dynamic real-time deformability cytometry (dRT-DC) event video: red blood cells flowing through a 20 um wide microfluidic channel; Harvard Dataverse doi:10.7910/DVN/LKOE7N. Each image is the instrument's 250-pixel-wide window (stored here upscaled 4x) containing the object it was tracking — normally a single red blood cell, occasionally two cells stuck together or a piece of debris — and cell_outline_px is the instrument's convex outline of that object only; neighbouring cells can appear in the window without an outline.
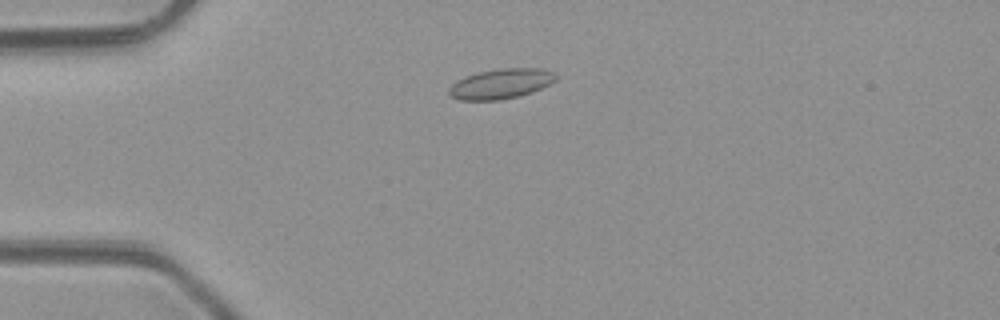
{"species": "common noctule bat (a hibernating species)", "species_latin": "Nyctalus noctula", "temperature_condition": "room temperature", "stored_images_in_passage": 6, "camera_frame_rate_fps": 3000, "um_per_image_px": 0.085, "animal": {"sex": "male", "body_mass_g": 23.1, "forearm_length_mm": 52.7}, "frame": {"image": 1, "passage_image": 3, "time_ms": 2.333, "image_size_px": [1000, 320], "cell_outline_px": [[560, 76], [556, 80], [540, 88], [516, 96], [496, 100], [460, 100], [452, 96], [448, 92], [448, 88], [452, 84], [464, 76], [476, 72], [500, 68], [540, 68], [552, 72]], "centroid_in_image_um": [42.55, 7.1], "position_along_channel_um": 42.5, "area_um2": 18.5}}
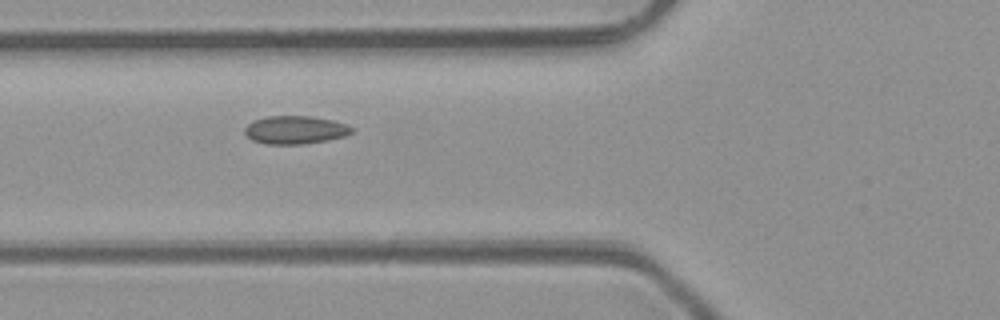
{"frame": {"image": 2, "passage_image": 5, "time_ms": 4.333, "image_size_px": [1000, 320], "cell_outline_px": [[352, 132], [344, 136], [328, 140], [304, 144], [264, 144], [252, 140], [244, 132], [244, 128], [252, 120], [268, 116], [312, 116], [332, 120], [344, 124], [352, 128]], "centroid_in_image_um": [25.05, 11.04], "position_along_channel_um": 100.8, "area_um2": 17.51}}
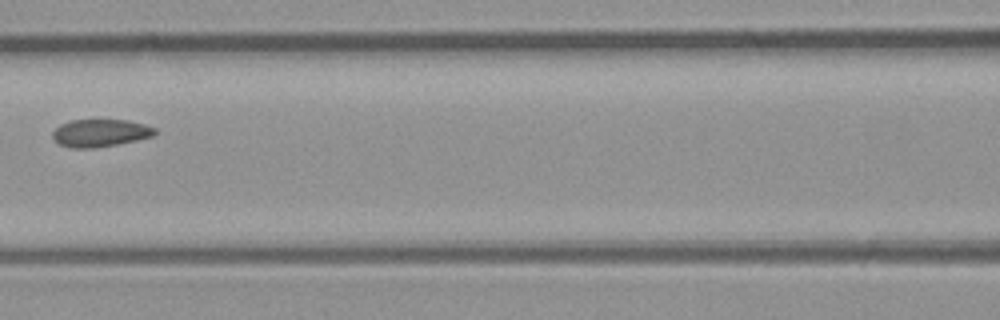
{"frame": {"image": 3, "passage_image": 6, "time_ms": 5.667, "image_size_px": [1000, 320], "cell_outline_px": [[156, 132], [152, 136], [136, 140], [116, 144], [92, 148], [72, 148], [60, 144], [52, 136], [52, 132], [60, 124], [72, 120], [128, 120], [144, 124], [156, 128]], "centroid_in_image_um": [8.52, 11.29], "position_along_channel_um": 158.1, "area_um2": 16.24}}